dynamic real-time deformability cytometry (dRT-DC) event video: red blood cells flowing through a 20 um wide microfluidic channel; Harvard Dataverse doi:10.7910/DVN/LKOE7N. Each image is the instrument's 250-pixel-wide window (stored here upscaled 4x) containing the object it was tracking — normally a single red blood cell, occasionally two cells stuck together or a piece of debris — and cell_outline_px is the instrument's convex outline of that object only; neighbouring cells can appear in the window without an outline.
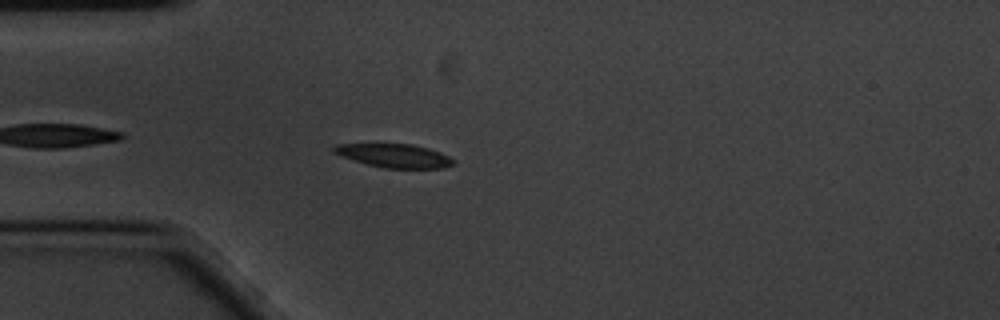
{"species": "common noctule bat (a hibernating species)", "species_latin": "Nyctalus noctula", "temperature_condition": "cold", "stored_images_in_passage": 37, "camera_frame_rate_fps": 3000, "um_per_image_px": 0.085, "animal": {"sex": "male", "body_mass_g": 20.1, "forearm_length_mm": 53.5}, "frame": {"image": 1, "passage_image": 5, "time_ms": 1.333, "image_size_px": [1000, 320], "cell_outline_px": [[456, 164], [444, 168], [384, 168], [368, 164], [340, 156], [332, 152], [332, 148], [336, 144], [412, 144], [428, 148], [440, 152], [456, 160]], "centroid_in_image_um": [33.54, 13.23], "position_along_channel_um": 51.5, "area_um2": 16.47}}
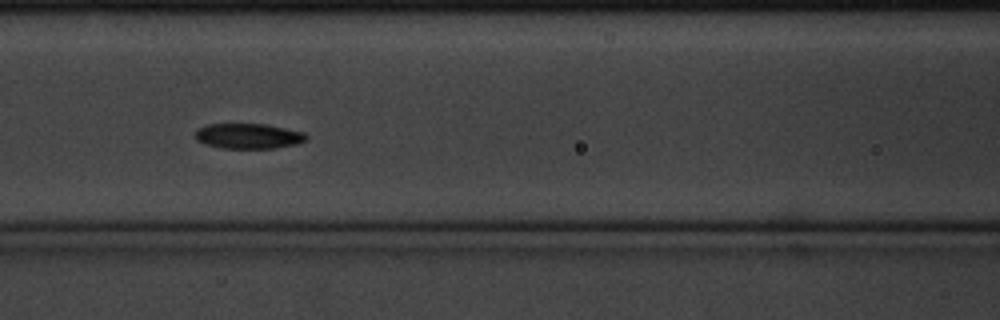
{"frame": {"image": 2, "passage_image": 14, "time_ms": 4.333, "image_size_px": [1000, 320], "cell_outline_px": [[308, 136], [304, 140], [296, 144], [276, 148], [220, 148], [204, 144], [196, 140], [192, 136], [192, 132], [196, 128], [208, 124], [264, 124], [304, 132]], "centroid_in_image_um": [21.01, 11.56], "position_along_channel_um": 145.6, "area_um2": 16.53}}
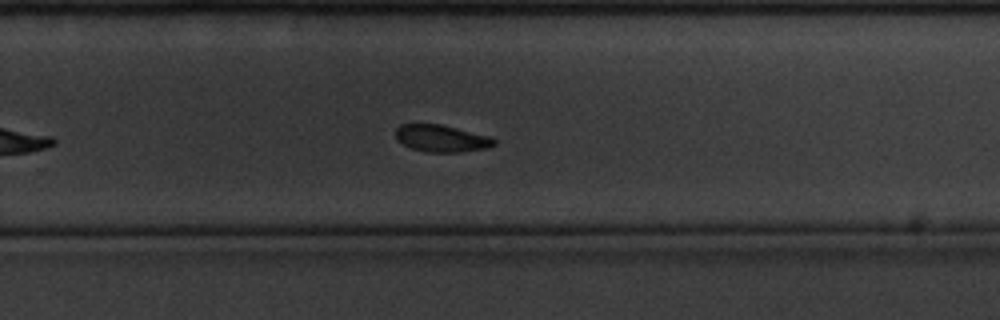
{"frame": {"image": 3, "passage_image": 27, "time_ms": 8.667, "image_size_px": [1000, 320], "cell_outline_px": [[496, 144], [488, 148], [460, 152], [428, 152], [412, 148], [396, 140], [396, 128], [400, 124], [440, 124], [488, 136], [496, 140]], "centroid_in_image_um": [37.52, 11.77], "position_along_channel_um": 292.3, "area_um2": 15.37}, "authors_computed_cell_mechanics": {"area_um2": 16.5886, "velocity_mm_per_s": 3.399, "shape_relaxation_time_tau1_ms": 2.6866, "shape_relaxation_time_tau2_ms": null, "deformation_change_tau1": 0.091, "deformation_change_tau2": null}}